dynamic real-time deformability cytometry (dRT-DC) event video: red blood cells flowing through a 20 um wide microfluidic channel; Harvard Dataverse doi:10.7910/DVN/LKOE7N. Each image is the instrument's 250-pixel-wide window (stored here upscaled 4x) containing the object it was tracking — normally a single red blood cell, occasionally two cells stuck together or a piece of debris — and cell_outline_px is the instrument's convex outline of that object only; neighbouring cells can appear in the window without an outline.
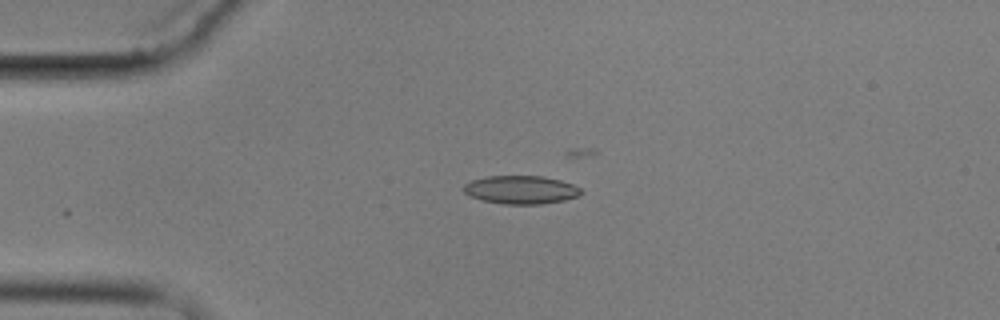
{"species": "common noctule bat (a hibernating species)", "species_latin": "Nyctalus noctula", "temperature_condition": "cold", "stored_images_in_passage": 3, "camera_frame_rate_fps": 3000, "um_per_image_px": 0.085, "animal": {"sex": "male", "body_mass_g": 17.9}, "frame": {"image": 1, "passage_image": 1, "time_ms": 0.0, "image_size_px": [1000, 320], "cell_outline_px": [[584, 192], [580, 196], [564, 200], [540, 204], [504, 204], [484, 200], [472, 196], [464, 192], [460, 188], [464, 184], [472, 180], [488, 176], [544, 176], [560, 180], [572, 184], [580, 188]], "centroid_in_image_um": [44.3, 16.12], "position_along_channel_um": 40.7, "area_um2": 19.36}}